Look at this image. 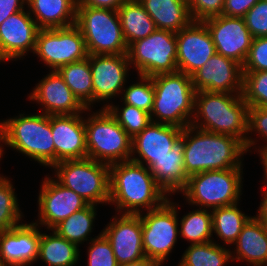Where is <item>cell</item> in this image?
<instances>
[{"mask_svg":"<svg viewBox=\"0 0 267 266\" xmlns=\"http://www.w3.org/2000/svg\"><path fill=\"white\" fill-rule=\"evenodd\" d=\"M109 170V204L115 205L117 214L154 210L169 199L147 166L129 160L111 164Z\"/></svg>","mask_w":267,"mask_h":266,"instance_id":"cell-1","label":"cell"},{"mask_svg":"<svg viewBox=\"0 0 267 266\" xmlns=\"http://www.w3.org/2000/svg\"><path fill=\"white\" fill-rule=\"evenodd\" d=\"M248 104L242 94L198 91L195 94L192 126L239 139L247 152L256 148L255 138L248 136ZM248 136V137H247Z\"/></svg>","mask_w":267,"mask_h":266,"instance_id":"cell-2","label":"cell"},{"mask_svg":"<svg viewBox=\"0 0 267 266\" xmlns=\"http://www.w3.org/2000/svg\"><path fill=\"white\" fill-rule=\"evenodd\" d=\"M245 154L244 144L233 136L204 131L192 125L184 128L183 161L188 177L204 171L243 168Z\"/></svg>","mask_w":267,"mask_h":266,"instance_id":"cell-3","label":"cell"},{"mask_svg":"<svg viewBox=\"0 0 267 266\" xmlns=\"http://www.w3.org/2000/svg\"><path fill=\"white\" fill-rule=\"evenodd\" d=\"M3 145L16 150L42 166L55 165V147L51 130V115L19 114L0 121Z\"/></svg>","mask_w":267,"mask_h":266,"instance_id":"cell-4","label":"cell"},{"mask_svg":"<svg viewBox=\"0 0 267 266\" xmlns=\"http://www.w3.org/2000/svg\"><path fill=\"white\" fill-rule=\"evenodd\" d=\"M152 81L155 95L151 120L182 129L189 126L194 114L196 94L191 76L176 71L152 76Z\"/></svg>","mask_w":267,"mask_h":266,"instance_id":"cell-5","label":"cell"},{"mask_svg":"<svg viewBox=\"0 0 267 266\" xmlns=\"http://www.w3.org/2000/svg\"><path fill=\"white\" fill-rule=\"evenodd\" d=\"M243 168L211 170L188 177L181 191L186 202L199 208L213 210L239 203L242 195Z\"/></svg>","mask_w":267,"mask_h":266,"instance_id":"cell-6","label":"cell"},{"mask_svg":"<svg viewBox=\"0 0 267 266\" xmlns=\"http://www.w3.org/2000/svg\"><path fill=\"white\" fill-rule=\"evenodd\" d=\"M84 118L87 158L108 165L131 159L132 138L106 108Z\"/></svg>","mask_w":267,"mask_h":266,"instance_id":"cell-7","label":"cell"},{"mask_svg":"<svg viewBox=\"0 0 267 266\" xmlns=\"http://www.w3.org/2000/svg\"><path fill=\"white\" fill-rule=\"evenodd\" d=\"M75 25L83 35L88 55L127 54L128 46L116 10L77 6Z\"/></svg>","mask_w":267,"mask_h":266,"instance_id":"cell-8","label":"cell"},{"mask_svg":"<svg viewBox=\"0 0 267 266\" xmlns=\"http://www.w3.org/2000/svg\"><path fill=\"white\" fill-rule=\"evenodd\" d=\"M54 175L64 187L73 190L89 204H109V165L85 158L56 163Z\"/></svg>","mask_w":267,"mask_h":266,"instance_id":"cell-9","label":"cell"},{"mask_svg":"<svg viewBox=\"0 0 267 266\" xmlns=\"http://www.w3.org/2000/svg\"><path fill=\"white\" fill-rule=\"evenodd\" d=\"M130 66L138 75L155 76L178 71L176 33L156 29L146 38L131 43L127 51Z\"/></svg>","mask_w":267,"mask_h":266,"instance_id":"cell-10","label":"cell"},{"mask_svg":"<svg viewBox=\"0 0 267 266\" xmlns=\"http://www.w3.org/2000/svg\"><path fill=\"white\" fill-rule=\"evenodd\" d=\"M170 198L159 208L139 213L145 257L161 264L172 252L179 236L178 206Z\"/></svg>","mask_w":267,"mask_h":266,"instance_id":"cell-11","label":"cell"},{"mask_svg":"<svg viewBox=\"0 0 267 266\" xmlns=\"http://www.w3.org/2000/svg\"><path fill=\"white\" fill-rule=\"evenodd\" d=\"M33 54L50 70L88 57L85 40L75 24L65 28L40 29Z\"/></svg>","mask_w":267,"mask_h":266,"instance_id":"cell-12","label":"cell"},{"mask_svg":"<svg viewBox=\"0 0 267 266\" xmlns=\"http://www.w3.org/2000/svg\"><path fill=\"white\" fill-rule=\"evenodd\" d=\"M38 196V219L34 222L52 230L58 223L89 205L80 195L64 187L54 177H45ZM39 220V221H38Z\"/></svg>","mask_w":267,"mask_h":266,"instance_id":"cell-13","label":"cell"},{"mask_svg":"<svg viewBox=\"0 0 267 266\" xmlns=\"http://www.w3.org/2000/svg\"><path fill=\"white\" fill-rule=\"evenodd\" d=\"M202 22L210 32L216 53L243 66L253 39L244 19L219 15Z\"/></svg>","mask_w":267,"mask_h":266,"instance_id":"cell-14","label":"cell"},{"mask_svg":"<svg viewBox=\"0 0 267 266\" xmlns=\"http://www.w3.org/2000/svg\"><path fill=\"white\" fill-rule=\"evenodd\" d=\"M196 92L242 94L243 68L238 62L215 53L191 75Z\"/></svg>","mask_w":267,"mask_h":266,"instance_id":"cell-15","label":"cell"},{"mask_svg":"<svg viewBox=\"0 0 267 266\" xmlns=\"http://www.w3.org/2000/svg\"><path fill=\"white\" fill-rule=\"evenodd\" d=\"M127 54L90 55V69L93 84V104H105L119 96L125 88L129 69Z\"/></svg>","mask_w":267,"mask_h":266,"instance_id":"cell-16","label":"cell"},{"mask_svg":"<svg viewBox=\"0 0 267 266\" xmlns=\"http://www.w3.org/2000/svg\"><path fill=\"white\" fill-rule=\"evenodd\" d=\"M40 28L26 9L6 18L0 25V63L34 52Z\"/></svg>","mask_w":267,"mask_h":266,"instance_id":"cell-17","label":"cell"},{"mask_svg":"<svg viewBox=\"0 0 267 266\" xmlns=\"http://www.w3.org/2000/svg\"><path fill=\"white\" fill-rule=\"evenodd\" d=\"M178 71L191 76L215 53L210 32L202 21H192L176 33Z\"/></svg>","mask_w":267,"mask_h":266,"instance_id":"cell-18","label":"cell"},{"mask_svg":"<svg viewBox=\"0 0 267 266\" xmlns=\"http://www.w3.org/2000/svg\"><path fill=\"white\" fill-rule=\"evenodd\" d=\"M101 232L110 242L119 265L145 257L139 214H116Z\"/></svg>","mask_w":267,"mask_h":266,"instance_id":"cell-19","label":"cell"},{"mask_svg":"<svg viewBox=\"0 0 267 266\" xmlns=\"http://www.w3.org/2000/svg\"><path fill=\"white\" fill-rule=\"evenodd\" d=\"M28 99L43 106L42 113L46 115H72L89 113L78 98L72 93L64 79L56 70H50L39 83L36 84Z\"/></svg>","mask_w":267,"mask_h":266,"instance_id":"cell-20","label":"cell"},{"mask_svg":"<svg viewBox=\"0 0 267 266\" xmlns=\"http://www.w3.org/2000/svg\"><path fill=\"white\" fill-rule=\"evenodd\" d=\"M182 130L174 125L152 121L132 138L130 160L150 168L157 159L171 151L174 142L182 135Z\"/></svg>","mask_w":267,"mask_h":266,"instance_id":"cell-21","label":"cell"},{"mask_svg":"<svg viewBox=\"0 0 267 266\" xmlns=\"http://www.w3.org/2000/svg\"><path fill=\"white\" fill-rule=\"evenodd\" d=\"M82 114L51 115L55 164L65 160L87 158L86 132Z\"/></svg>","mask_w":267,"mask_h":266,"instance_id":"cell-22","label":"cell"},{"mask_svg":"<svg viewBox=\"0 0 267 266\" xmlns=\"http://www.w3.org/2000/svg\"><path fill=\"white\" fill-rule=\"evenodd\" d=\"M40 230L32 221L0 231V253L7 266H30L37 262Z\"/></svg>","mask_w":267,"mask_h":266,"instance_id":"cell-23","label":"cell"},{"mask_svg":"<svg viewBox=\"0 0 267 266\" xmlns=\"http://www.w3.org/2000/svg\"><path fill=\"white\" fill-rule=\"evenodd\" d=\"M184 129L182 135L174 142L172 149L163 158L157 159L149 168L156 183L170 197L180 193L188 182V176L184 170Z\"/></svg>","mask_w":267,"mask_h":266,"instance_id":"cell-24","label":"cell"},{"mask_svg":"<svg viewBox=\"0 0 267 266\" xmlns=\"http://www.w3.org/2000/svg\"><path fill=\"white\" fill-rule=\"evenodd\" d=\"M232 260L248 262L252 266L267 263V226L252 216L243 226L241 233L233 243ZM234 254V255H233Z\"/></svg>","mask_w":267,"mask_h":266,"instance_id":"cell-25","label":"cell"},{"mask_svg":"<svg viewBox=\"0 0 267 266\" xmlns=\"http://www.w3.org/2000/svg\"><path fill=\"white\" fill-rule=\"evenodd\" d=\"M78 0H26V7L40 29L75 24Z\"/></svg>","mask_w":267,"mask_h":266,"instance_id":"cell-26","label":"cell"},{"mask_svg":"<svg viewBox=\"0 0 267 266\" xmlns=\"http://www.w3.org/2000/svg\"><path fill=\"white\" fill-rule=\"evenodd\" d=\"M160 30L177 33L187 27L192 18L187 0H138Z\"/></svg>","mask_w":267,"mask_h":266,"instance_id":"cell-27","label":"cell"},{"mask_svg":"<svg viewBox=\"0 0 267 266\" xmlns=\"http://www.w3.org/2000/svg\"><path fill=\"white\" fill-rule=\"evenodd\" d=\"M117 12L127 46L146 38L157 29L153 19L138 0H126Z\"/></svg>","mask_w":267,"mask_h":266,"instance_id":"cell-28","label":"cell"},{"mask_svg":"<svg viewBox=\"0 0 267 266\" xmlns=\"http://www.w3.org/2000/svg\"><path fill=\"white\" fill-rule=\"evenodd\" d=\"M49 235L41 233L38 259L48 266H75L80 260L79 247L59 236L54 230Z\"/></svg>","mask_w":267,"mask_h":266,"instance_id":"cell-29","label":"cell"},{"mask_svg":"<svg viewBox=\"0 0 267 266\" xmlns=\"http://www.w3.org/2000/svg\"><path fill=\"white\" fill-rule=\"evenodd\" d=\"M72 93L87 108L93 107V84L90 55L84 60L63 65L56 70Z\"/></svg>","mask_w":267,"mask_h":266,"instance_id":"cell-30","label":"cell"},{"mask_svg":"<svg viewBox=\"0 0 267 266\" xmlns=\"http://www.w3.org/2000/svg\"><path fill=\"white\" fill-rule=\"evenodd\" d=\"M238 204L235 203L211 210L213 233L228 246L236 241L243 226L252 217L243 213L238 208Z\"/></svg>","mask_w":267,"mask_h":266,"instance_id":"cell-31","label":"cell"},{"mask_svg":"<svg viewBox=\"0 0 267 266\" xmlns=\"http://www.w3.org/2000/svg\"><path fill=\"white\" fill-rule=\"evenodd\" d=\"M95 207H97V205L89 204L84 209L73 213L68 218L58 223L52 230L69 242L76 244L78 247L83 242L94 239L88 236L93 232L92 229L97 216V208ZM88 238H90V240Z\"/></svg>","mask_w":267,"mask_h":266,"instance_id":"cell-32","label":"cell"},{"mask_svg":"<svg viewBox=\"0 0 267 266\" xmlns=\"http://www.w3.org/2000/svg\"><path fill=\"white\" fill-rule=\"evenodd\" d=\"M230 261H233L230 248L212 240L201 244H190L178 266H226L225 264Z\"/></svg>","mask_w":267,"mask_h":266,"instance_id":"cell-33","label":"cell"},{"mask_svg":"<svg viewBox=\"0 0 267 266\" xmlns=\"http://www.w3.org/2000/svg\"><path fill=\"white\" fill-rule=\"evenodd\" d=\"M180 219L179 235L191 242L190 244H201L212 241V212L208 209L198 208L188 212Z\"/></svg>","mask_w":267,"mask_h":266,"instance_id":"cell-34","label":"cell"},{"mask_svg":"<svg viewBox=\"0 0 267 266\" xmlns=\"http://www.w3.org/2000/svg\"><path fill=\"white\" fill-rule=\"evenodd\" d=\"M10 178L0 174V231L18 226L23 216Z\"/></svg>","mask_w":267,"mask_h":266,"instance_id":"cell-35","label":"cell"},{"mask_svg":"<svg viewBox=\"0 0 267 266\" xmlns=\"http://www.w3.org/2000/svg\"><path fill=\"white\" fill-rule=\"evenodd\" d=\"M122 106L120 108L119 105L108 102L106 105L103 104L102 108H106L110 112L131 138L152 122L150 113L129 104L124 103Z\"/></svg>","mask_w":267,"mask_h":266,"instance_id":"cell-36","label":"cell"},{"mask_svg":"<svg viewBox=\"0 0 267 266\" xmlns=\"http://www.w3.org/2000/svg\"><path fill=\"white\" fill-rule=\"evenodd\" d=\"M242 97L248 107L267 109V71H243Z\"/></svg>","mask_w":267,"mask_h":266,"instance_id":"cell-37","label":"cell"},{"mask_svg":"<svg viewBox=\"0 0 267 266\" xmlns=\"http://www.w3.org/2000/svg\"><path fill=\"white\" fill-rule=\"evenodd\" d=\"M138 76L139 82L124 88L121 94L123 96H121L120 100L125 104L151 113L155 95L152 77L144 75Z\"/></svg>","mask_w":267,"mask_h":266,"instance_id":"cell-38","label":"cell"},{"mask_svg":"<svg viewBox=\"0 0 267 266\" xmlns=\"http://www.w3.org/2000/svg\"><path fill=\"white\" fill-rule=\"evenodd\" d=\"M87 266H119L110 242L100 232L89 241Z\"/></svg>","mask_w":267,"mask_h":266,"instance_id":"cell-39","label":"cell"},{"mask_svg":"<svg viewBox=\"0 0 267 266\" xmlns=\"http://www.w3.org/2000/svg\"><path fill=\"white\" fill-rule=\"evenodd\" d=\"M243 19L253 38L267 37V0H259Z\"/></svg>","mask_w":267,"mask_h":266,"instance_id":"cell-40","label":"cell"},{"mask_svg":"<svg viewBox=\"0 0 267 266\" xmlns=\"http://www.w3.org/2000/svg\"><path fill=\"white\" fill-rule=\"evenodd\" d=\"M243 71H267V37L253 38Z\"/></svg>","mask_w":267,"mask_h":266,"instance_id":"cell-41","label":"cell"},{"mask_svg":"<svg viewBox=\"0 0 267 266\" xmlns=\"http://www.w3.org/2000/svg\"><path fill=\"white\" fill-rule=\"evenodd\" d=\"M225 0H187L192 21L222 15Z\"/></svg>","mask_w":267,"mask_h":266,"instance_id":"cell-42","label":"cell"},{"mask_svg":"<svg viewBox=\"0 0 267 266\" xmlns=\"http://www.w3.org/2000/svg\"><path fill=\"white\" fill-rule=\"evenodd\" d=\"M257 133V136L267 142V109L261 107H248V135ZM267 145V144H265Z\"/></svg>","mask_w":267,"mask_h":266,"instance_id":"cell-43","label":"cell"},{"mask_svg":"<svg viewBox=\"0 0 267 266\" xmlns=\"http://www.w3.org/2000/svg\"><path fill=\"white\" fill-rule=\"evenodd\" d=\"M259 0H225L222 15L243 18Z\"/></svg>","mask_w":267,"mask_h":266,"instance_id":"cell-44","label":"cell"},{"mask_svg":"<svg viewBox=\"0 0 267 266\" xmlns=\"http://www.w3.org/2000/svg\"><path fill=\"white\" fill-rule=\"evenodd\" d=\"M26 0H0V25L10 15L24 10Z\"/></svg>","mask_w":267,"mask_h":266,"instance_id":"cell-45","label":"cell"},{"mask_svg":"<svg viewBox=\"0 0 267 266\" xmlns=\"http://www.w3.org/2000/svg\"><path fill=\"white\" fill-rule=\"evenodd\" d=\"M125 1L126 0H78L77 6H89L117 11Z\"/></svg>","mask_w":267,"mask_h":266,"instance_id":"cell-46","label":"cell"},{"mask_svg":"<svg viewBox=\"0 0 267 266\" xmlns=\"http://www.w3.org/2000/svg\"><path fill=\"white\" fill-rule=\"evenodd\" d=\"M262 183H265L263 186L264 192L259 209L257 210V215L255 217L267 226V180H264Z\"/></svg>","mask_w":267,"mask_h":266,"instance_id":"cell-47","label":"cell"},{"mask_svg":"<svg viewBox=\"0 0 267 266\" xmlns=\"http://www.w3.org/2000/svg\"><path fill=\"white\" fill-rule=\"evenodd\" d=\"M119 266H162V264L154 259L144 257L134 262L120 264Z\"/></svg>","mask_w":267,"mask_h":266,"instance_id":"cell-48","label":"cell"},{"mask_svg":"<svg viewBox=\"0 0 267 266\" xmlns=\"http://www.w3.org/2000/svg\"><path fill=\"white\" fill-rule=\"evenodd\" d=\"M261 147L259 146L258 149L256 148V150L259 153L261 163L263 164L264 180H267V145H263Z\"/></svg>","mask_w":267,"mask_h":266,"instance_id":"cell-49","label":"cell"},{"mask_svg":"<svg viewBox=\"0 0 267 266\" xmlns=\"http://www.w3.org/2000/svg\"><path fill=\"white\" fill-rule=\"evenodd\" d=\"M2 139H1V126H0V160L2 159L3 157V152L4 150H2Z\"/></svg>","mask_w":267,"mask_h":266,"instance_id":"cell-50","label":"cell"},{"mask_svg":"<svg viewBox=\"0 0 267 266\" xmlns=\"http://www.w3.org/2000/svg\"><path fill=\"white\" fill-rule=\"evenodd\" d=\"M0 266H7L1 256V253H0Z\"/></svg>","mask_w":267,"mask_h":266,"instance_id":"cell-51","label":"cell"}]
</instances>
